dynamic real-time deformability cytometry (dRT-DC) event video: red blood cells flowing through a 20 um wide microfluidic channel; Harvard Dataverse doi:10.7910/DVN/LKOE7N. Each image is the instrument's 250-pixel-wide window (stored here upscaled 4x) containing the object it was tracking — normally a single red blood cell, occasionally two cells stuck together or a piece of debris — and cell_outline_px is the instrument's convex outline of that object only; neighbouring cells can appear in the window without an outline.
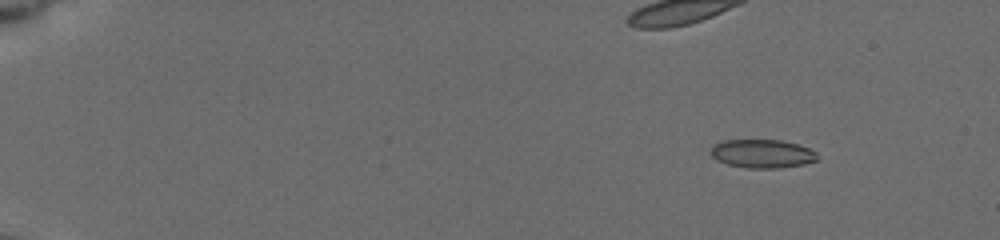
{"species": "common noctule bat (a hibernating species)", "species_latin": "Nyctalus noctula", "temperature_condition": "cold", "stored_images_in_passage": 18, "camera_frame_rate_fps": 3000, "um_per_image_px": 0.085, "animal": {"sex": "female", "body_mass_g": 19.5, "forearm_length_mm": 54.1}, "frame": {"image": 1, "passage_image": 6, "time_ms": 2.333, "image_size_px": [1000, 240], "cell_outline_px": [[816, 160], [804, 164], [776, 168], [748, 168], [728, 164], [716, 160], [712, 156], [712, 144], [724, 140], [780, 140], [796, 144], [808, 148], [816, 152]], "centroid_in_image_um": [64.76, 13.06], "position_along_channel_um": 20.2, "area_um2": 17.51}}
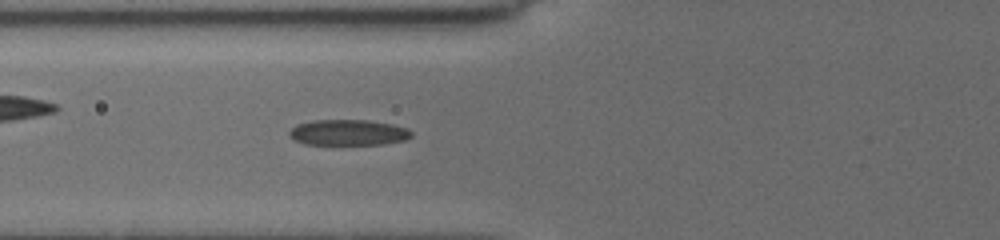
{"frame": {"image": 2, "passage_image": 18, "time_ms": 8.0, "image_size_px": [1000, 240], "cell_outline_px": [[412, 136], [404, 140], [380, 144], [304, 144], [288, 136], [288, 132], [296, 124], [312, 120], [368, 120], [392, 124], [408, 128], [412, 132]], "centroid_in_image_um": [29.58, 11.25], "position_along_channel_um": 96.2, "area_um2": 18.32}}